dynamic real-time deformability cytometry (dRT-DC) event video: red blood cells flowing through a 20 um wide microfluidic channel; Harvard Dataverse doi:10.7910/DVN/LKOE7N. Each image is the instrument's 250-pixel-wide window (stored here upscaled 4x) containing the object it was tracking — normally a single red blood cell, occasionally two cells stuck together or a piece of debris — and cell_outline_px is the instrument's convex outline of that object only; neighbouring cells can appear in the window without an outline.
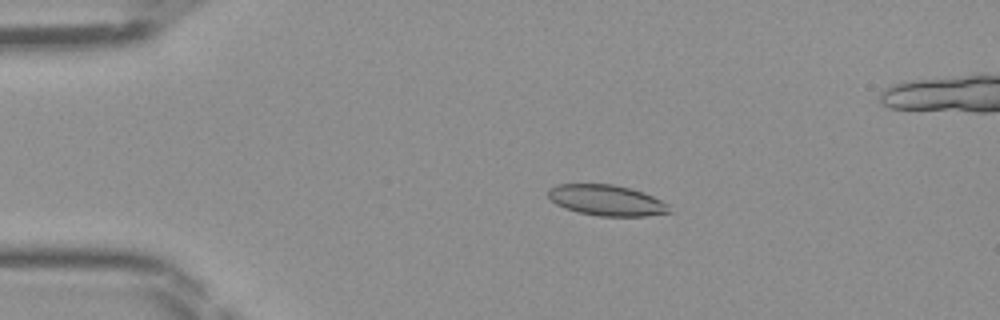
{"species": "Egyptian fruit bat (a non-hibernating species)", "species_latin": "Rousettus aegyptiacus", "temperature_condition": "room temperature", "stored_images_in_passage": 48, "camera_frame_rate_fps": 3000, "um_per_image_px": 0.085, "frame": {"image": 1, "passage_image": 10, "time_ms": 3.0, "image_size_px": [1000, 320], "cell_outline_px": [[672, 212], [648, 216], [600, 216], [580, 212], [564, 208], [556, 204], [548, 196], [548, 188], [556, 184], [612, 184], [628, 188], [652, 196], [668, 204]], "centroid_in_image_um": [51.54, 17.03], "position_along_channel_um": 33.5, "area_um2": 21.56}}
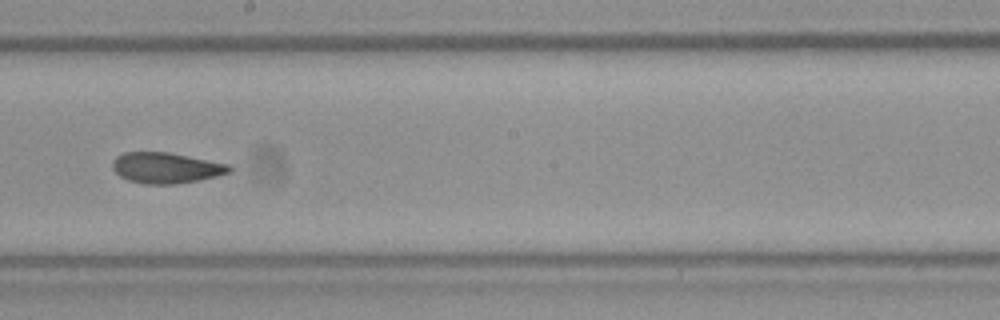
{"frame": {"image": 2, "passage_image": 27, "time_ms": 8.667, "image_size_px": [1000, 320], "cell_outline_px": [[232, 172], [216, 176], [176, 184], [144, 184], [128, 180], [120, 176], [112, 168], [112, 160], [116, 156], [124, 152], [168, 152], [232, 164]], "centroid_in_image_um": [14.13, 14.26], "position_along_channel_um": 234.1, "area_um2": 21.1}}
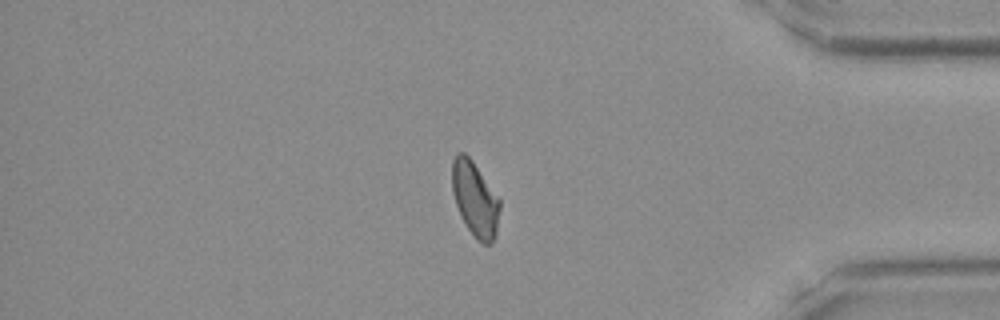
{"frame": {"image": 3, "passage_image": 40, "time_ms": 13.0, "image_size_px": [1000, 320], "cell_outline_px": [[500, 208], [496, 236], [492, 244], [484, 244], [476, 240], [460, 216], [452, 192], [452, 160], [456, 152], [464, 152], [472, 160], [500, 200]], "centroid_in_image_um": [40.37, 16.93], "position_along_channel_um": 394.8, "area_um2": 20.87}}